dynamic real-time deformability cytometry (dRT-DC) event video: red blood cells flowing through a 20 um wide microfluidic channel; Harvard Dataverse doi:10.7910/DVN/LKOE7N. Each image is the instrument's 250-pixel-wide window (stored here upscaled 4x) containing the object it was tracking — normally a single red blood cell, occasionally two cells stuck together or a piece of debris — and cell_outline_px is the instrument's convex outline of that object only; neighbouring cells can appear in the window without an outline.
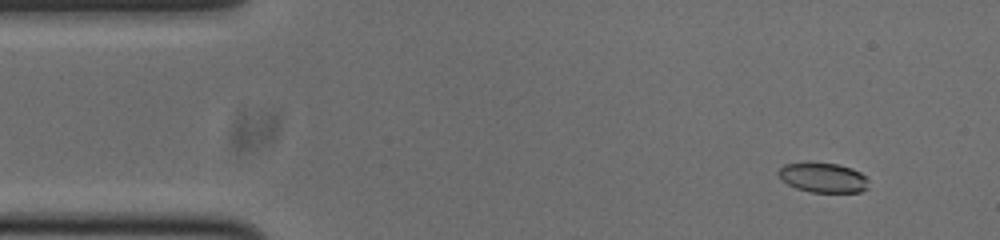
{"species": "common noctule bat (a hibernating species)", "species_latin": "Nyctalus noctula", "temperature_condition": "cold", "stored_images_in_passage": 54, "camera_frame_rate_fps": 3000, "um_per_image_px": 0.085, "animal": {"sex": "male", "body_mass_g": 20.0, "forearm_length_mm": 53.3}, "frame": {"image": 1, "passage_image": 5, "time_ms": 1.333, "image_size_px": [1000, 240], "cell_outline_px": [[868, 188], [860, 192], [812, 192], [796, 188], [780, 180], [776, 172], [784, 164], [836, 164], [852, 168], [860, 172], [868, 180]], "centroid_in_image_um": [69.96, 15.12], "position_along_channel_um": 15.0, "area_um2": 15.37}}
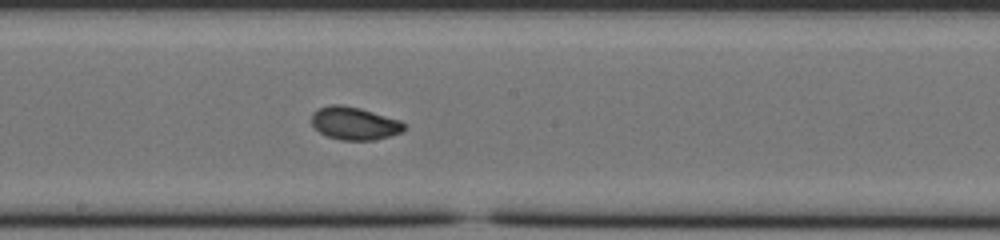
{"frame": {"image": 2, "passage_image": 28, "time_ms": 9.0, "image_size_px": [1000, 240], "cell_outline_px": [[404, 128], [400, 132], [388, 136], [372, 140], [340, 140], [328, 136], [320, 132], [312, 124], [312, 112], [328, 104], [340, 104], [360, 108], [400, 120], [404, 124]], "centroid_in_image_um": [30.09, 10.47], "position_along_channel_um": 218.1, "area_um2": 17.51}}
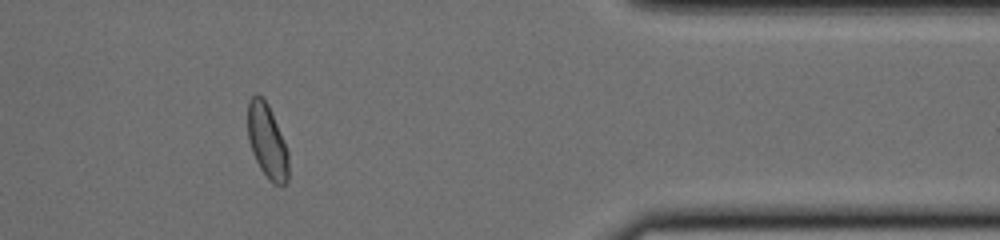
{"frame": {"image": 3, "passage_image": 44, "time_ms": 14.333, "image_size_px": [1000, 240], "cell_outline_px": [[288, 180], [284, 184], [272, 184], [268, 180], [260, 168], [252, 152], [248, 140], [248, 100], [256, 92], [268, 104], [288, 152]], "centroid_in_image_um": [22.69, 12.02], "position_along_channel_um": 388.7, "area_um2": 17.46}, "authors_computed_cell_mechanics": {"area_um2": 17.4556, "velocity_mm_per_s": 3.7692, "shape_relaxation_time_tau1_ms": 5.0686, "shape_relaxation_time_tau2_ms": 1.777, "deformation_change_tau1": 0.1365, "deformation_change_tau2": 0.0401}}